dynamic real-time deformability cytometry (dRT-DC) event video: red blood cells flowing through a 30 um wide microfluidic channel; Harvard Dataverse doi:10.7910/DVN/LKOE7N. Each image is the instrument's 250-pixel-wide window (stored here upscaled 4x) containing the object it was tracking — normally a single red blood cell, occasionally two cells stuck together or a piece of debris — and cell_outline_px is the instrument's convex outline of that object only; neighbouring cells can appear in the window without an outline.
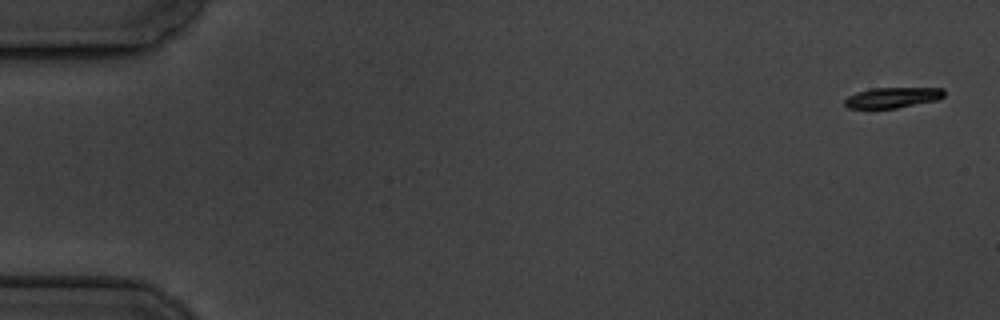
{"species": "common noctule bat (a hibernating species)", "species_latin": "Nyctalus noctula", "temperature_condition": "cold", "stored_images_in_passage": 6, "camera_frame_rate_fps": 3000, "um_per_image_px": 0.085, "animal": {"sex": "male", "body_mass_g": 19.5, "forearm_length_mm": 54.6}, "frame": {"image": 1, "passage_image": 1, "time_ms": 0.0, "image_size_px": [1000, 320], "cell_outline_px": [[944, 96], [936, 100], [896, 108], [848, 108], [844, 104], [844, 100], [848, 96], [856, 92], [872, 88], [944, 88]], "centroid_in_image_um": [75.84, 8.29], "position_along_channel_um": 9.2, "area_um2": 11.79}}
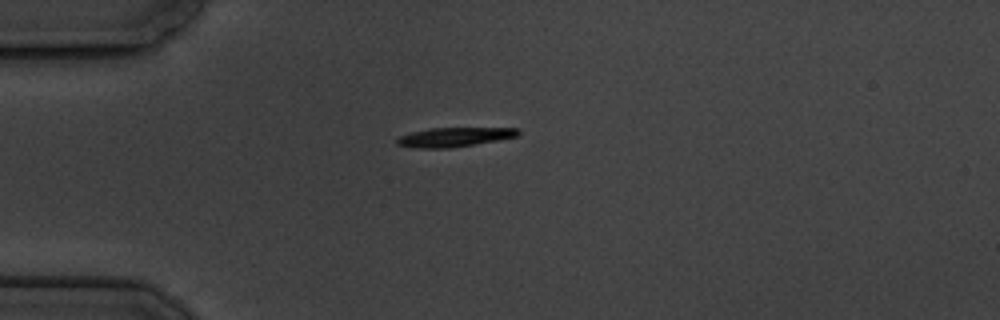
{"frame": {"image": 2, "passage_image": 5, "time_ms": 4.667, "image_size_px": [1000, 320], "cell_outline_px": [[520, 132], [516, 136], [496, 140], [448, 148], [412, 148], [396, 144], [396, 140], [400, 136], [412, 132], [428, 128], [520, 128]], "centroid_in_image_um": [38.56, 11.64], "position_along_channel_um": 46.4, "area_um2": 13.41}}